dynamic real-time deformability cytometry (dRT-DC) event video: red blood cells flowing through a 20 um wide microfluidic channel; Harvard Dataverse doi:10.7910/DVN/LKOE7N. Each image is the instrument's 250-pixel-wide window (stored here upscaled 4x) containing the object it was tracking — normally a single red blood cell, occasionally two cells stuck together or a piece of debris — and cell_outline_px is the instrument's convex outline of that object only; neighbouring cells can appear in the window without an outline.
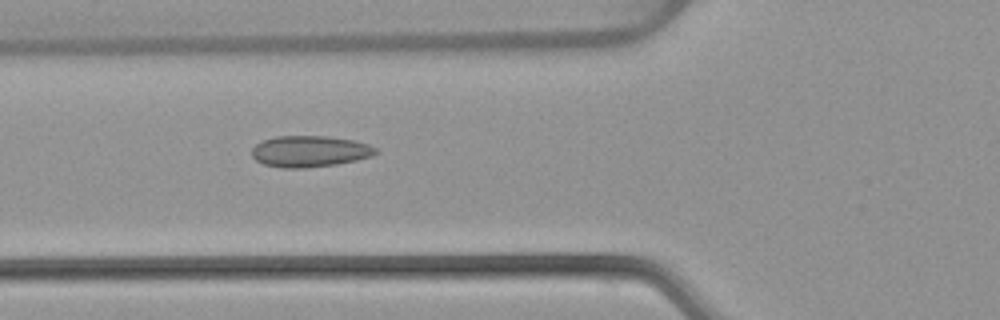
{"species": "common noctule bat (a hibernating species)", "species_latin": "Nyctalus noctula", "temperature_condition": "warm", "stored_images_in_passage": 52, "camera_frame_rate_fps": 3000, "um_per_image_px": 0.085, "animal": {"sex": "female", "body_mass_g": 22.7, "forearm_length_mm": 54.2}, "frame": {"image": 1, "passage_image": 19, "time_ms": 6.0, "image_size_px": [1000, 320], "cell_outline_px": [[376, 152], [372, 156], [356, 160], [336, 164], [304, 168], [280, 168], [264, 164], [256, 160], [252, 156], [252, 148], [256, 144], [264, 140], [276, 136], [328, 136], [352, 140], [368, 144], [376, 148]], "centroid_in_image_um": [26.3, 12.86], "position_along_channel_um": 99.5, "area_um2": 22.48}}
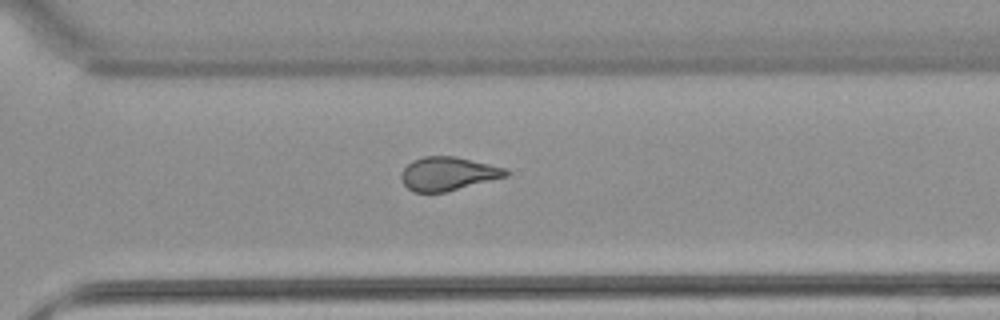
{"frame": {"image": 2, "passage_image": 37, "time_ms": 12.0, "image_size_px": [1000, 320], "cell_outline_px": [[512, 172], [508, 176], [444, 192], [412, 192], [404, 184], [400, 176], [404, 168], [412, 160], [424, 156], [456, 156], [508, 168]], "centroid_in_image_um": [38.11, 14.75], "position_along_channel_um": 332.5, "area_um2": 20.58}}
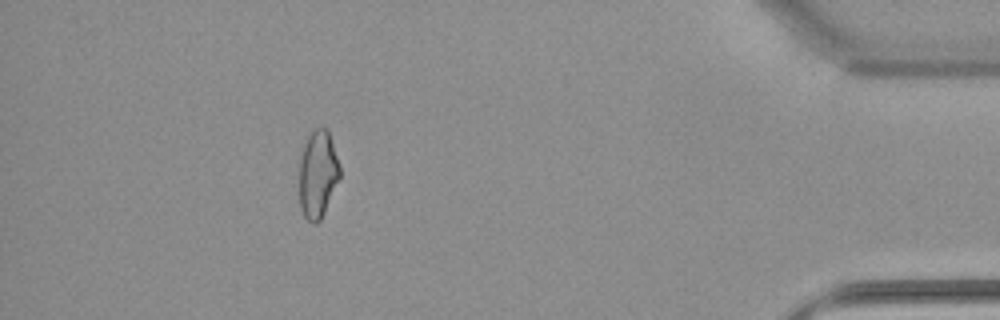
{"frame": {"image": 3, "passage_image": 47, "time_ms": 15.333, "image_size_px": [1000, 320], "cell_outline_px": [[340, 176], [324, 212], [320, 220], [316, 224], [312, 224], [304, 216], [300, 208], [300, 156], [304, 144], [312, 128], [328, 128], [340, 164]], "centroid_in_image_um": [27.01, 14.77], "position_along_channel_um": 408.2, "area_um2": 20.75}, "authors_computed_cell_mechanics": {"area_um2": 21.3571, "velocity_mm_per_s": 3.8784, "shape_relaxation_time_tau1_ms": null, "shape_relaxation_time_tau2_ms": 1.6015, "deformation_change_tau1": null, "deformation_change_tau2": 0.097}}